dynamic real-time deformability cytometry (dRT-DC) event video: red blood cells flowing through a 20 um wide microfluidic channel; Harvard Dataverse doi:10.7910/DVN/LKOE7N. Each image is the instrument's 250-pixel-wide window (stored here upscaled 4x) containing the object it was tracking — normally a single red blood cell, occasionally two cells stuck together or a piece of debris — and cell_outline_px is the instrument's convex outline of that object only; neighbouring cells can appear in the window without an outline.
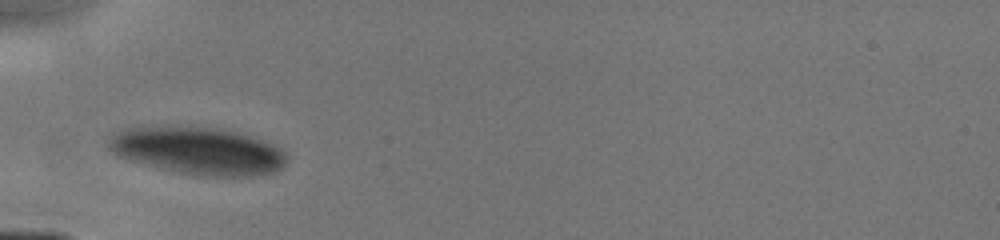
{"species": "human", "species_latin": "Homo sapiens", "temperature_condition": "cold", "stored_images_in_passage": 15, "camera_frame_rate_fps": 3000, "um_per_image_px": 0.085, "donor": {"sex": "male"}, "frame": {"image": 1, "passage_image": 1, "time_ms": 0.0, "image_size_px": [1000, 240], "cell_outline_px": [[288, 156], [284, 164], [280, 168], [272, 172], [256, 176], [200, 176], [160, 168], [132, 160], [120, 156], [112, 152], [108, 148], [108, 140], [116, 132], [128, 128], [176, 124], [180, 124], [212, 128], [236, 132], [264, 140], [284, 148]], "centroid_in_image_um": [16.86, 12.79], "position_along_channel_um": 68.1, "area_um2": 49.59}}
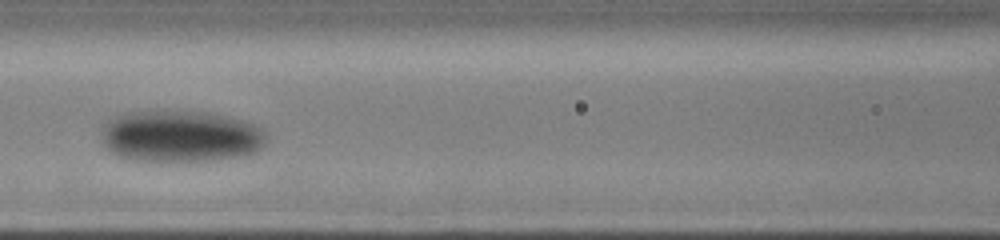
{"frame": {"image": 2, "passage_image": 11, "time_ms": 2.0, "image_size_px": [1000, 240], "cell_outline_px": [[268, 140], [256, 152], [248, 156], [216, 160], [132, 160], [120, 156], [112, 152], [100, 140], [104, 120], [128, 112], [208, 112], [244, 120], [260, 128], [268, 136]], "centroid_in_image_um": [15.37, 11.59], "position_along_channel_um": 151.2, "area_um2": 49.71}}